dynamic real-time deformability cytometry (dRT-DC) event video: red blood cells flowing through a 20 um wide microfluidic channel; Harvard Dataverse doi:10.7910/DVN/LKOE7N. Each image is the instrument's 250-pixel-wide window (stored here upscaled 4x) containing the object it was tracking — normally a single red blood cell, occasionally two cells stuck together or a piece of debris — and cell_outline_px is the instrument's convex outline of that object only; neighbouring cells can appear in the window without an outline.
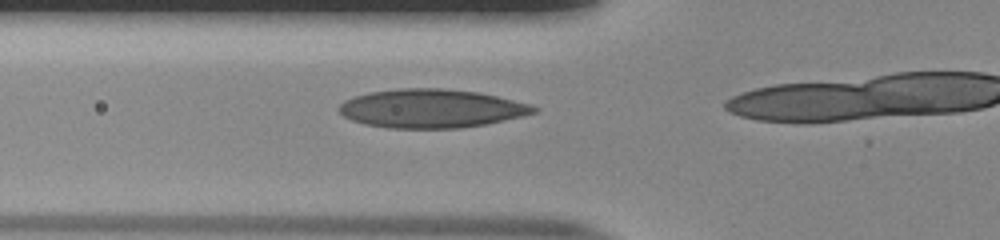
{"species": "human", "species_latin": "Homo sapiens", "temperature_condition": "room temperature", "stored_images_in_passage": 18, "camera_frame_rate_fps": 3000, "um_per_image_px": 0.085, "donor": {"sex": "male"}, "frame": {"image": 1, "passage_image": 14, "time_ms": 4.333, "image_size_px": [1000, 240], "cell_outline_px": [[540, 108], [536, 112], [524, 116], [484, 124], [460, 128], [388, 128], [364, 124], [352, 120], [344, 116], [340, 112], [340, 104], [344, 100], [368, 92], [396, 88], [444, 88], [480, 92], [532, 104]], "centroid_in_image_um": [36.69, 9.21], "position_along_channel_um": 89.1, "area_um2": 44.04}}
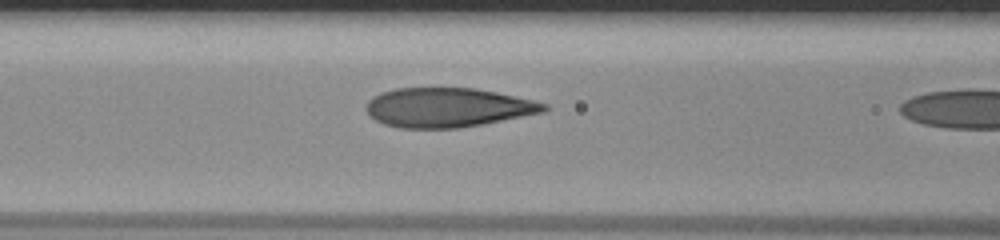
{"frame": {"image": 2, "passage_image": 17, "time_ms": 5.333, "image_size_px": [1000, 240], "cell_outline_px": [[548, 108], [544, 112], [484, 124], [460, 128], [400, 128], [384, 124], [368, 116], [364, 108], [368, 100], [372, 96], [380, 92], [396, 88], [472, 88], [496, 92], [532, 100], [548, 104]], "centroid_in_image_um": [38.01, 9.14], "position_along_channel_um": 128.6, "area_um2": 40.98}}